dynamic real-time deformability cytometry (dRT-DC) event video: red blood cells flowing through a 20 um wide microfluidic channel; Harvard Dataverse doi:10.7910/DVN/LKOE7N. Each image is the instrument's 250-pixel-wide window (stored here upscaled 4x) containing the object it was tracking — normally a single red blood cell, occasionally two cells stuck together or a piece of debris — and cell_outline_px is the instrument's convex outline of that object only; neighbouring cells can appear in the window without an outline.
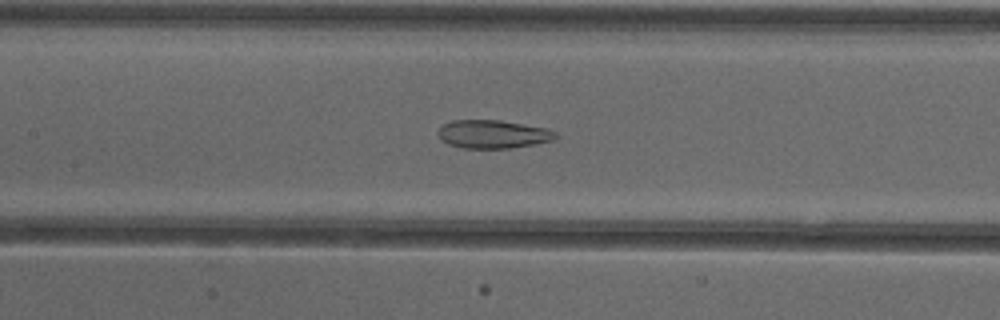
{"species": "common noctule bat (a hibernating species)", "species_latin": "Nyctalus noctula", "temperature_condition": "cold", "stored_images_in_passage": 53, "camera_frame_rate_fps": 3000, "um_per_image_px": 0.085, "animal": {"sex": "female"}, "frame": {"image": 1, "passage_image": 25, "time_ms": 8.0, "image_size_px": [1000, 320], "cell_outline_px": [[556, 136], [552, 140], [532, 144], [508, 148], [464, 148], [448, 144], [440, 140], [436, 132], [444, 124], [452, 120], [500, 120], [544, 128], [556, 132]], "centroid_in_image_um": [41.82, 11.4], "position_along_channel_um": 165.6, "area_um2": 19.13}}
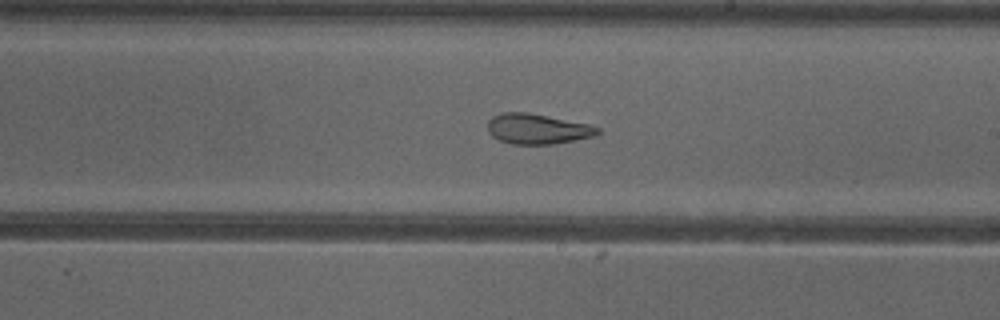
{"frame": {"image": 2, "passage_image": 31, "time_ms": 10.0, "image_size_px": [1000, 320], "cell_outline_px": [[600, 132], [596, 136], [552, 144], [512, 144], [500, 140], [492, 136], [488, 132], [488, 120], [492, 116], [504, 112], [528, 112], [588, 124], [600, 128]], "centroid_in_image_um": [45.67, 10.95], "position_along_channel_um": 243.3, "area_um2": 19.36}}
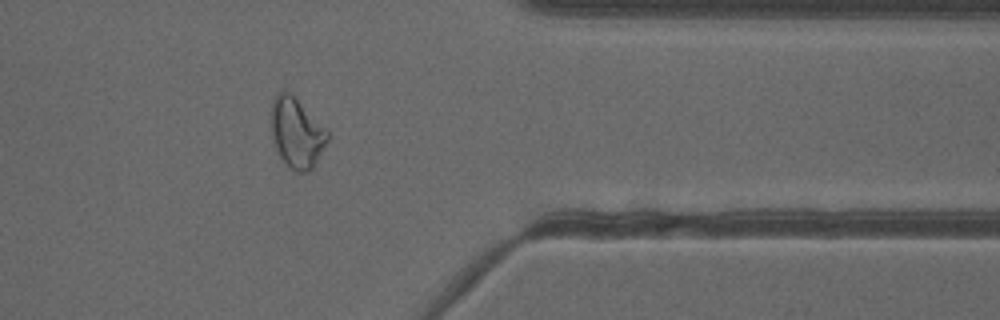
{"frame": {"image": 3, "passage_image": 43, "time_ms": 14.0, "image_size_px": [1000, 320], "cell_outline_px": [[328, 140], [312, 168], [308, 172], [292, 172], [288, 168], [280, 156], [276, 148], [272, 136], [272, 100], [280, 92], [288, 92], [328, 132]], "centroid_in_image_um": [25.19, 11.37], "position_along_channel_um": 386.2, "area_um2": 22.14}, "authors_computed_cell_mechanics": {"area_um2": 24.7384, "velocity_mm_per_s": 3.8955, "shape_relaxation_time_tau1_ms": null, "shape_relaxation_time_tau2_ms": 1.8973, "deformation_change_tau1": null, "deformation_change_tau2": 0.104}}